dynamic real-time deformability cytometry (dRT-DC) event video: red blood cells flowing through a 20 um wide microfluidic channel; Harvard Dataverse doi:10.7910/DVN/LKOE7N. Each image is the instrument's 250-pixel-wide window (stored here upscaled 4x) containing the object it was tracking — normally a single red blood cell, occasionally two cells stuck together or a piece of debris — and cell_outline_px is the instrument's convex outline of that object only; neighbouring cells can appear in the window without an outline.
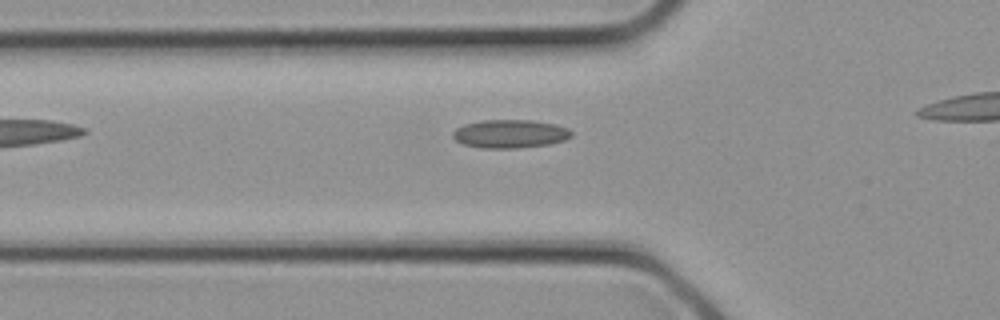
{"species": "common noctule bat (a hibernating species)", "species_latin": "Nyctalus noctula", "temperature_condition": "cold", "stored_images_in_passage": 5, "camera_frame_rate_fps": 3000, "um_per_image_px": 0.085, "animal": {"sex": "female", "body_mass_g": 21.9}, "frame": {"image": 1, "passage_image": 5, "time_ms": 1.333, "image_size_px": [1000, 320], "cell_outline_px": [[572, 136], [564, 140], [548, 144], [520, 148], [480, 148], [464, 144], [456, 140], [452, 136], [452, 132], [456, 128], [464, 124], [484, 120], [532, 120], [556, 124], [568, 128], [572, 132]], "centroid_in_image_um": [43.35, 11.37], "position_along_channel_um": 82.4, "area_um2": 19.65}}